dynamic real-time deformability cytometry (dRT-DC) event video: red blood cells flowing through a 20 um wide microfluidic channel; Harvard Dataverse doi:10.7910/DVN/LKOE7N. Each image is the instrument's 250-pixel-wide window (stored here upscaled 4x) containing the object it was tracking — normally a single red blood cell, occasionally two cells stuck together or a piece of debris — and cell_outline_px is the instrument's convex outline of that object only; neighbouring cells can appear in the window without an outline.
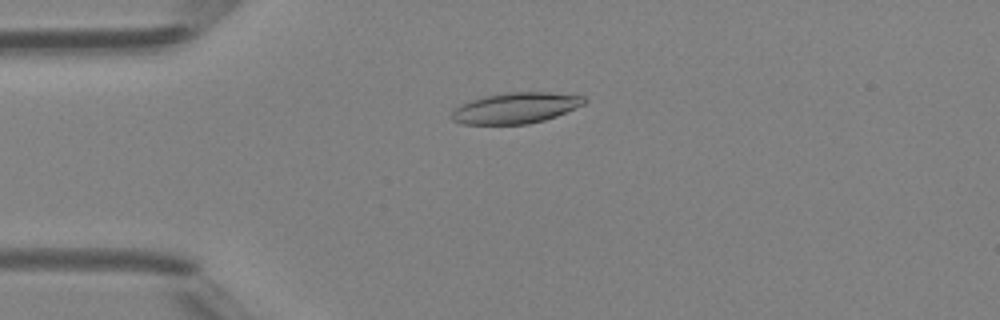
{"species": "Egyptian fruit bat (a non-hibernating species)", "species_latin": "Rousettus aegyptiacus", "temperature_condition": "room temperature", "stored_images_in_passage": 47, "camera_frame_rate_fps": 3000, "um_per_image_px": 0.085, "animal": {"sex": "female"}, "frame": {"image": 1, "passage_image": 12, "time_ms": 3.667, "image_size_px": [1000, 320], "cell_outline_px": [[588, 100], [584, 104], [556, 116], [544, 120], [528, 124], [464, 124], [452, 120], [452, 112], [460, 104], [472, 100], [488, 96], [508, 92], [552, 92], [584, 96]], "centroid_in_image_um": [43.87, 9.18], "position_along_channel_um": 41.1, "area_um2": 23.64}}
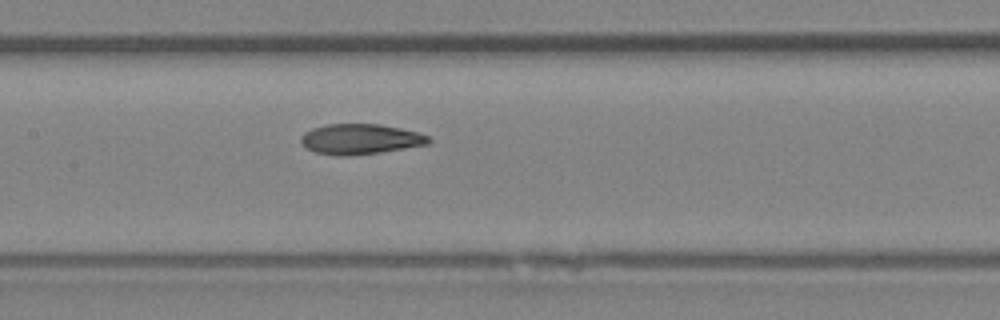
{"frame": {"image": 2, "passage_image": 23, "time_ms": 7.333, "image_size_px": [1000, 320], "cell_outline_px": [[432, 144], [380, 152], [348, 156], [340, 156], [316, 152], [300, 144], [300, 136], [304, 132], [312, 128], [328, 124], [380, 124], [400, 128], [416, 132], [428, 136], [432, 140]], "centroid_in_image_um": [30.63, 11.82], "position_along_channel_um": 176.8, "area_um2": 22.66}}
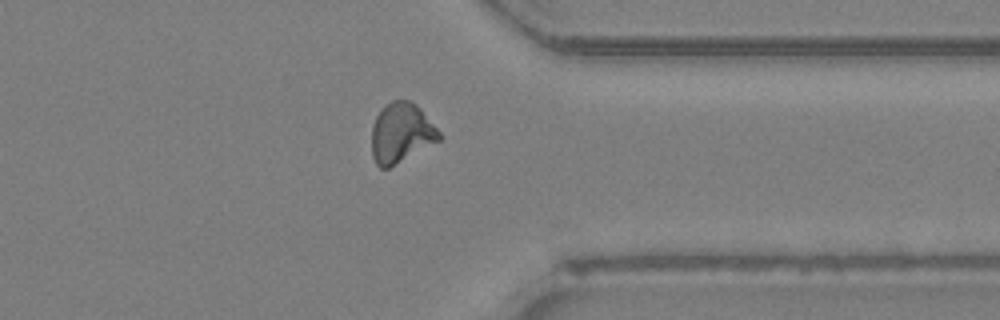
{"frame": {"image": 3, "passage_image": 37, "time_ms": 12.0, "image_size_px": [1000, 320], "cell_outline_px": [[444, 136], [440, 140], [388, 168], [380, 168], [376, 164], [372, 156], [372, 124], [376, 116], [392, 100], [408, 100], [416, 104], [420, 108]], "centroid_in_image_um": [34.11, 11.3], "position_along_channel_um": 377.3, "area_um2": 23.35}, "authors_computed_cell_mechanics": {"area_um2": 23.0622, "velocity_mm_per_s": 4.4074, "shape_relaxation_time_tau1_ms": null, "shape_relaxation_time_tau2_ms": 1.7725, "deformation_change_tau1": null, "deformation_change_tau2": 0.0827}}